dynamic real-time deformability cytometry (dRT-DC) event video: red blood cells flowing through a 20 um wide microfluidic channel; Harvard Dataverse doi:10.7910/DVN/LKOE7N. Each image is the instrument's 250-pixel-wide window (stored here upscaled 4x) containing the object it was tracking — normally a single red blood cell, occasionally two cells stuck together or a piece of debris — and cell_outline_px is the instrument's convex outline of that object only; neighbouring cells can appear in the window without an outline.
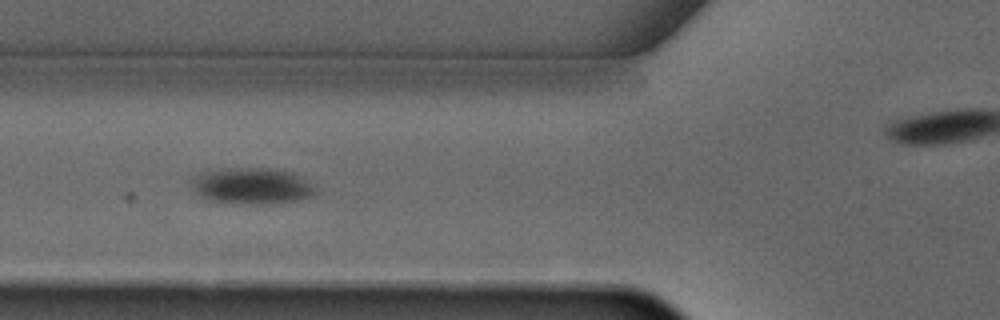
{"species": "common noctule bat (a hibernating species)", "species_latin": "Nyctalus noctula", "temperature_condition": "warm", "stored_images_in_passage": 5, "camera_frame_rate_fps": 3000, "um_per_image_px": 0.085, "animal": {"sex": "male", "forearm_length_mm": 52.5}, "frame": {"image": 1, "passage_image": 5, "time_ms": 4.667, "image_size_px": [1000, 320], "cell_outline_px": [[316, 196], [276, 204], [248, 204], [208, 200], [200, 196], [196, 192], [192, 184], [192, 180], [200, 172], [240, 168], [264, 168], [292, 172], [312, 184], [316, 192]], "centroid_in_image_um": [21.45, 15.82], "position_along_channel_um": 104.4, "area_um2": 25.95}}